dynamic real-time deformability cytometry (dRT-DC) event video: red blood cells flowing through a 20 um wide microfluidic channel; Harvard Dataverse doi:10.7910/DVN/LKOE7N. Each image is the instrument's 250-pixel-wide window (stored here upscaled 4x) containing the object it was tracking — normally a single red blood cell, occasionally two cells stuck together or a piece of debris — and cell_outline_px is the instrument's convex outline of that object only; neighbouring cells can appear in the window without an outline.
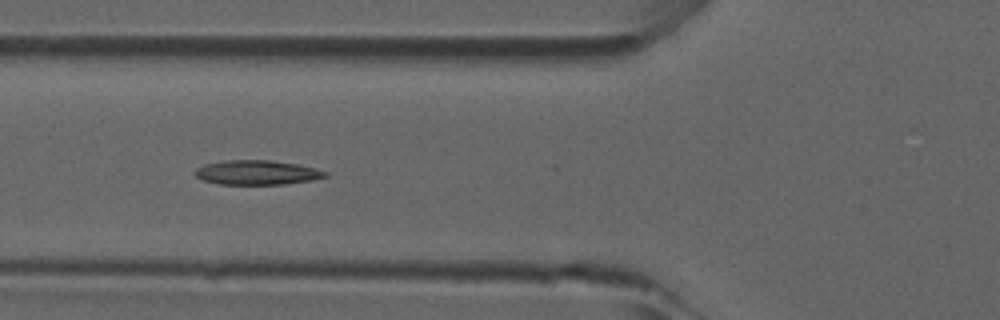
{"species": "common noctule bat (a hibernating species)", "species_latin": "Nyctalus noctula", "temperature_condition": "room temperature", "stored_images_in_passage": 32, "camera_frame_rate_fps": 3000, "um_per_image_px": 0.085, "animal": {"sex": "male", "forearm_length_mm": 52.5}, "frame": {"image": 1, "passage_image": 18, "time_ms": 5.667, "image_size_px": [1000, 320], "cell_outline_px": [[328, 176], [312, 180], [284, 184], [220, 184], [204, 180], [196, 176], [192, 172], [196, 168], [204, 164], [224, 160], [268, 160], [296, 164], [328, 172]], "centroid_in_image_um": [21.8, 14.66], "position_along_channel_um": 104.0, "area_um2": 18.44}}